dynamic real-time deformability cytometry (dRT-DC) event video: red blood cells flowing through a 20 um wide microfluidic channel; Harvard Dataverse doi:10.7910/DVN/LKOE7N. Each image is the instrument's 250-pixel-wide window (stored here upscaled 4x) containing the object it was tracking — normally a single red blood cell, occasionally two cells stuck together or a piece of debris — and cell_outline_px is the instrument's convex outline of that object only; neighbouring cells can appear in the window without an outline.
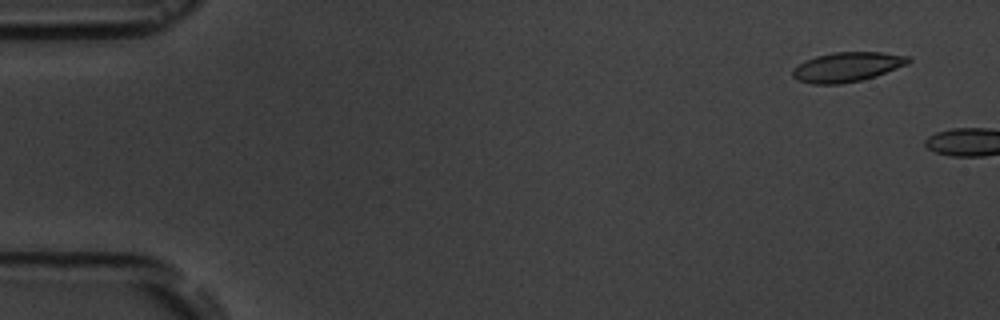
{"species": "common noctule bat (a hibernating species)", "species_latin": "Nyctalus noctula", "temperature_condition": "room temperature", "stored_images_in_passage": 3, "camera_frame_rate_fps": 3000, "um_per_image_px": 0.085, "animal": {"sex": "male", "body_mass_g": 19.5, "forearm_length_mm": 54.6}, "frame": {"image": 1, "passage_image": 2, "time_ms": 1.0, "image_size_px": [1000, 320], "cell_outline_px": [[912, 60], [908, 64], [876, 76], [860, 80], [840, 84], [812, 84], [796, 80], [792, 76], [792, 68], [816, 56], [832, 52], [880, 52], [908, 56]], "centroid_in_image_um": [72.0, 5.69], "position_along_channel_um": 13.0, "area_um2": 19.94}}